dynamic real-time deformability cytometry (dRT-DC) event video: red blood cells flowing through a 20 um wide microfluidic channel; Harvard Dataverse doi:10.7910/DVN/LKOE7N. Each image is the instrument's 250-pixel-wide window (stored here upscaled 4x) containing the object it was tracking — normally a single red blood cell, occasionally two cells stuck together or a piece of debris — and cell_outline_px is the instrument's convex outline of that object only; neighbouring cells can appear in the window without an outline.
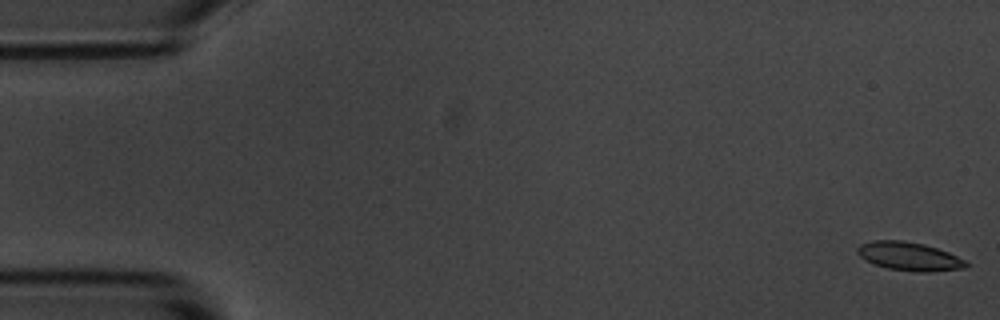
{"species": "common noctule bat (a hibernating species)", "species_latin": "Nyctalus noctula", "temperature_condition": "room temperature", "stored_images_in_passage": 5, "camera_frame_rate_fps": 3000, "um_per_image_px": 0.085, "animal": {"sex": "male", "body_mass_g": 20.1, "forearm_length_mm": 53.5}, "frame": {"image": 1, "passage_image": 1, "time_ms": 0.0, "image_size_px": [1000, 320], "cell_outline_px": [[972, 264], [964, 268], [928, 272], [920, 272], [888, 268], [876, 264], [860, 256], [856, 252], [856, 248], [860, 244], [872, 240], [904, 240], [924, 244], [948, 252]], "centroid_in_image_um": [77.29, 21.78], "position_along_channel_um": 7.7, "area_um2": 17.92}}